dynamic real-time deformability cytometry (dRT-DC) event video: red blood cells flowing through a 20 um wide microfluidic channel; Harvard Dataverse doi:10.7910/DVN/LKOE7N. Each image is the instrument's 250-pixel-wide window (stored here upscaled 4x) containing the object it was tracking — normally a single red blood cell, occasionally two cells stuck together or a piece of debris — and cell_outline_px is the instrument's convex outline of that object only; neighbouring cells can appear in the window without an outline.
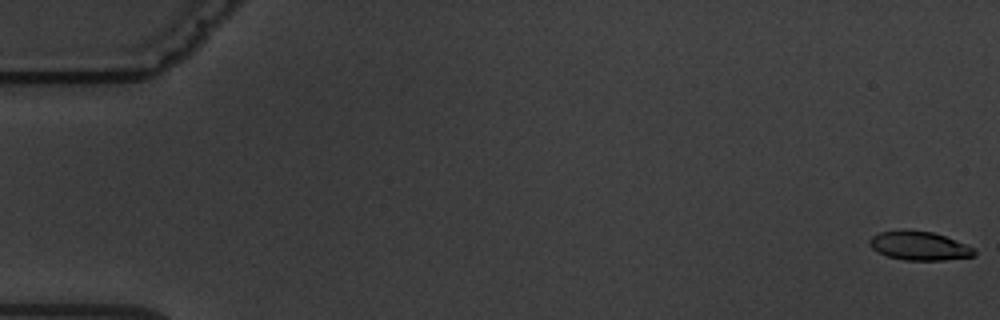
{"species": "common noctule bat (a hibernating species)", "species_latin": "Nyctalus noctula", "temperature_condition": "warm", "stored_images_in_passage": 6, "camera_frame_rate_fps": 3000, "um_per_image_px": 0.085, "animal": {"sex": "male", "body_mass_g": 19.5, "forearm_length_mm": 54.6}, "frame": {"image": 1, "passage_image": 1, "time_ms": 0.0, "image_size_px": [1000, 320], "cell_outline_px": [[976, 256], [944, 260], [904, 260], [888, 256], [876, 252], [868, 244], [868, 240], [872, 236], [880, 232], [904, 228], [932, 232], [944, 236], [976, 248]], "centroid_in_image_um": [78.12, 20.88], "position_along_channel_um": 6.9, "area_um2": 17.92}}